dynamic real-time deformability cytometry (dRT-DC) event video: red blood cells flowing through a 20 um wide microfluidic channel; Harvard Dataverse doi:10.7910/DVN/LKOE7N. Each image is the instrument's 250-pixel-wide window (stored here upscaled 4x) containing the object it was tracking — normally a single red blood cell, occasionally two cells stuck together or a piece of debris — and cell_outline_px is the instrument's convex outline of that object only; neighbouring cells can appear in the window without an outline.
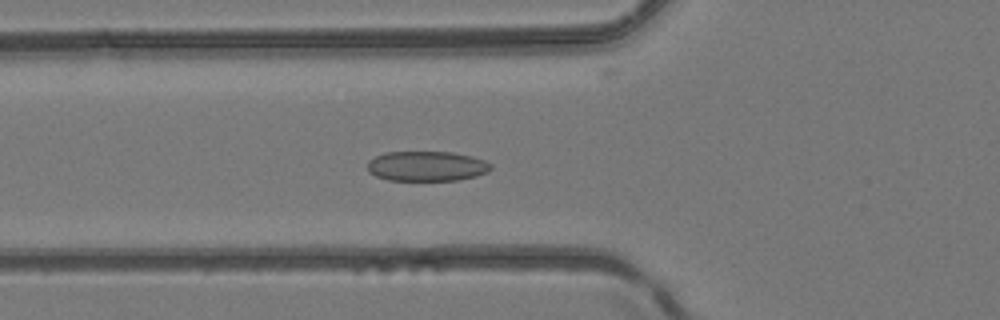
{"species": "common noctule bat (a hibernating species)", "species_latin": "Nyctalus noctula", "temperature_condition": "room temperature", "stored_images_in_passage": 49, "camera_frame_rate_fps": 3000, "um_per_image_px": 0.085, "animal": {"sex": "female", "body_mass_g": 24.6, "forearm_length_mm": 56.2}, "frame": {"image": 1, "passage_image": 19, "time_ms": 6.0, "image_size_px": [1000, 320], "cell_outline_px": [[492, 168], [488, 172], [476, 176], [460, 180], [388, 180], [376, 176], [368, 172], [368, 160], [384, 152], [452, 152], [472, 156], [484, 160], [492, 164]], "centroid_in_image_um": [36.28, 14.12], "position_along_channel_um": 89.5, "area_um2": 21.68}}
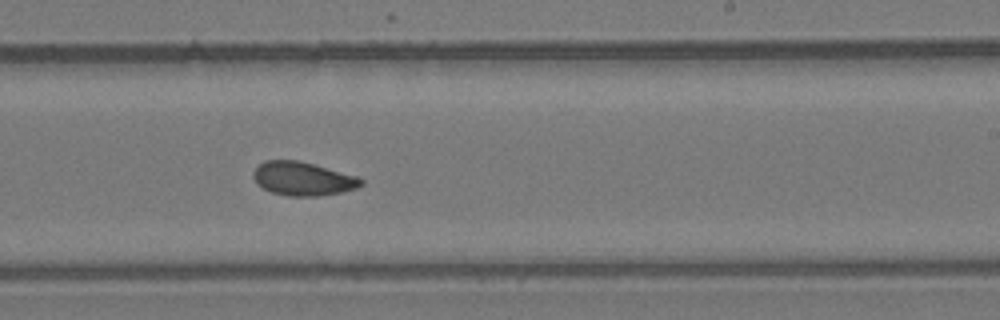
{"frame": {"image": 2, "passage_image": 31, "time_ms": 10.0, "image_size_px": [1000, 320], "cell_outline_px": [[364, 184], [356, 188], [340, 192], [316, 196], [288, 196], [272, 192], [256, 184], [252, 176], [252, 172], [264, 160], [296, 160], [312, 164], [356, 176], [364, 180]], "centroid_in_image_um": [25.71, 15.19], "position_along_channel_um": 263.3, "area_um2": 20.92}}
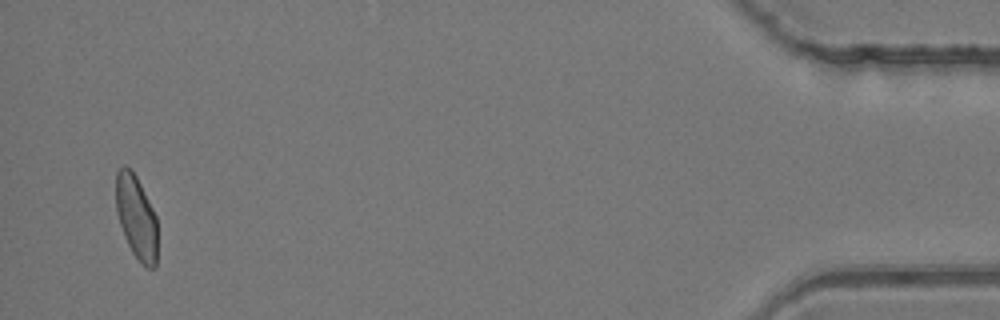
{"frame": {"image": 3, "passage_image": 48, "time_ms": 15.667, "image_size_px": [1000, 320], "cell_outline_px": [[156, 268], [148, 268], [132, 252], [124, 236], [116, 212], [116, 172], [124, 164], [132, 168], [156, 216]], "centroid_in_image_um": [11.57, 18.41], "position_along_channel_um": 423.6, "area_um2": 20.0}}